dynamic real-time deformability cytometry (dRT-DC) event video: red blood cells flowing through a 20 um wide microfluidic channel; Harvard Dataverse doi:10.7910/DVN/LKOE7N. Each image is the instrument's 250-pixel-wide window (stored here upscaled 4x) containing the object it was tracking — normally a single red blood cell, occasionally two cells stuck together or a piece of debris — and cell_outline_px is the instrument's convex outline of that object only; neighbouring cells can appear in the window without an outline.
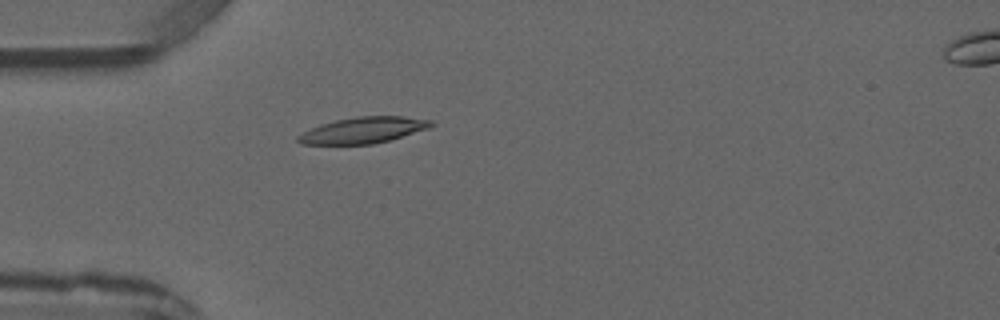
{"species": "common noctule bat (a hibernating species)", "species_latin": "Nyctalus noctula", "temperature_condition": "warm", "stored_images_in_passage": 6, "camera_frame_rate_fps": 3000, "um_per_image_px": 0.085, "animal": {"sex": "male", "forearm_length_mm": 52.5}, "frame": {"image": 1, "passage_image": 5, "time_ms": 4.333, "image_size_px": [1000, 320], "cell_outline_px": [[436, 124], [428, 128], [388, 140], [372, 144], [300, 144], [296, 140], [296, 136], [320, 124], [336, 120], [356, 116], [404, 116], [432, 120]], "centroid_in_image_um": [30.87, 11.05], "position_along_channel_um": 54.1, "area_um2": 20.11}}